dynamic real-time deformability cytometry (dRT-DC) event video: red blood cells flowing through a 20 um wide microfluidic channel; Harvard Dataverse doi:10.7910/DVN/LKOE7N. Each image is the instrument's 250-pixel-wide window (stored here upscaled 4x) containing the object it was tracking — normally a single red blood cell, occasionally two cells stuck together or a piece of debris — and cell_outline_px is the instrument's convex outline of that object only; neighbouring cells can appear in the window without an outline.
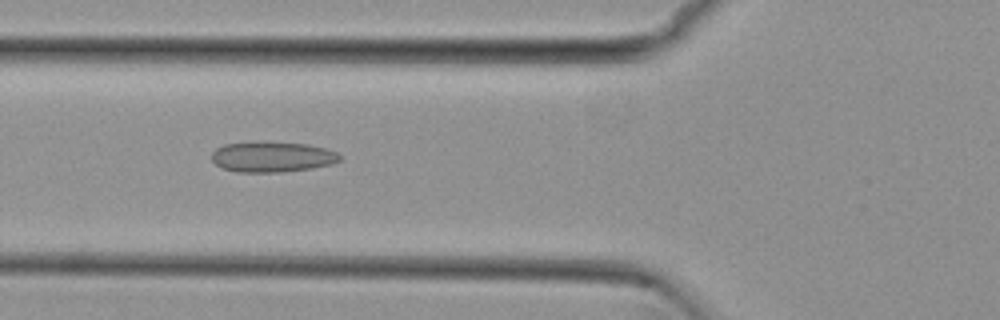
{"species": "common noctule bat (a hibernating species)", "species_latin": "Nyctalus noctula", "temperature_condition": "cold", "stored_images_in_passage": 40, "camera_frame_rate_fps": 3000, "um_per_image_px": 0.085, "animal": {"sex": "female", "body_mass_g": 29.2, "forearm_length_mm": 56.3}, "frame": {"image": 1, "passage_image": 6, "time_ms": 1.667, "image_size_px": [1000, 320], "cell_outline_px": [[340, 160], [332, 164], [312, 168], [280, 172], [236, 172], [224, 168], [216, 164], [212, 160], [212, 152], [216, 148], [224, 144], [308, 144], [324, 148], [336, 152], [340, 156]], "centroid_in_image_um": [23.15, 13.37], "position_along_channel_um": 102.7, "area_um2": 21.85}}
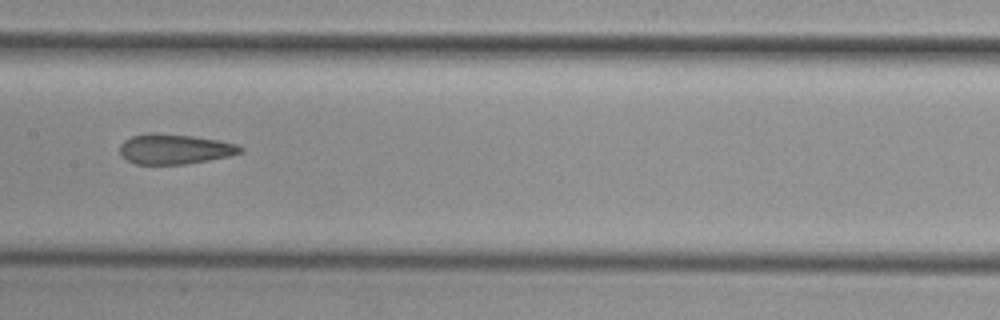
{"frame": {"image": 2, "passage_image": 13, "time_ms": 4.0, "image_size_px": [1000, 320], "cell_outline_px": [[244, 152], [228, 156], [208, 160], [184, 164], [136, 164], [128, 160], [120, 152], [120, 144], [124, 140], [132, 136], [148, 132], [192, 136], [216, 140], [236, 144], [244, 148]], "centroid_in_image_um": [14.84, 12.66], "position_along_channel_um": 192.6, "area_um2": 20.92}}
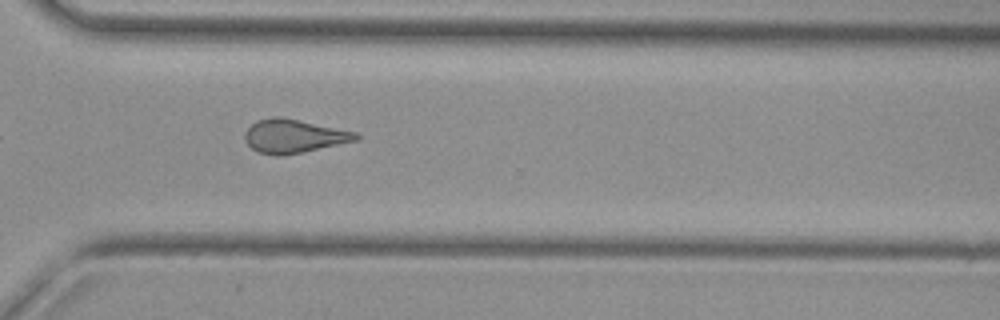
{"frame": {"image": 3, "passage_image": 25, "time_ms": 8.0, "image_size_px": [1000, 320], "cell_outline_px": [[360, 140], [280, 156], [276, 156], [256, 152], [244, 140], [244, 132], [256, 120], [276, 116], [280, 116], [356, 132], [360, 136]], "centroid_in_image_um": [24.94, 11.57], "position_along_channel_um": 345.7, "area_um2": 21.68}, "authors_computed_cell_mechanics": {"area_um2": 21.5016, "velocity_mm_per_s": 3.8315, "shape_relaxation_time_tau1_ms": null, "shape_relaxation_time_tau2_ms": 2.2848, "deformation_change_tau1": null, "deformation_change_tau2": 0.1128}}